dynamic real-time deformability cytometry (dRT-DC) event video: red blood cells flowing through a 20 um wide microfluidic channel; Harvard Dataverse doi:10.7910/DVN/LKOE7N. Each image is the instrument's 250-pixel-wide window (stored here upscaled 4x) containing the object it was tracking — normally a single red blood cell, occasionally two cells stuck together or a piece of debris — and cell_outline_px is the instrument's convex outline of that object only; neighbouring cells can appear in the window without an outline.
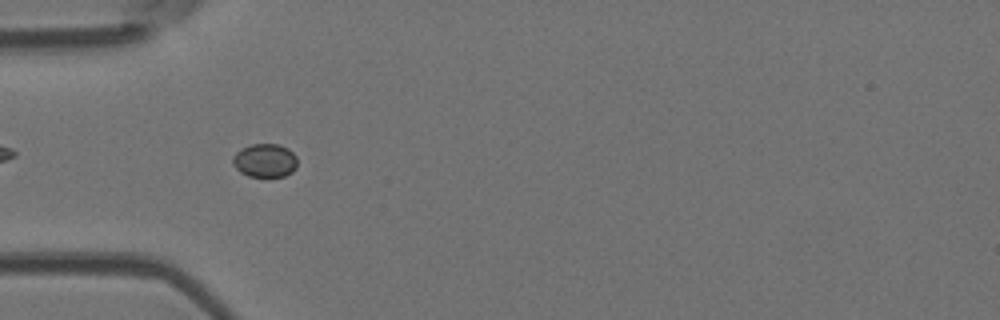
{"species": "Egyptian fruit bat (a non-hibernating species)", "species_latin": "Rousettus aegyptiacus", "temperature_condition": "room temperature", "stored_images_in_passage": 49, "camera_frame_rate_fps": 3000, "um_per_image_px": 0.085, "animal": {"sex": "female"}, "frame": {"image": 1, "passage_image": 13, "time_ms": 4.0, "image_size_px": [1000, 320], "cell_outline_px": [[296, 168], [292, 172], [284, 176], [248, 176], [240, 172], [232, 164], [232, 156], [240, 148], [252, 144], [280, 144], [288, 148], [296, 156]], "centroid_in_image_um": [22.5, 13.63], "position_along_channel_um": 62.5, "area_um2": 12.72}}
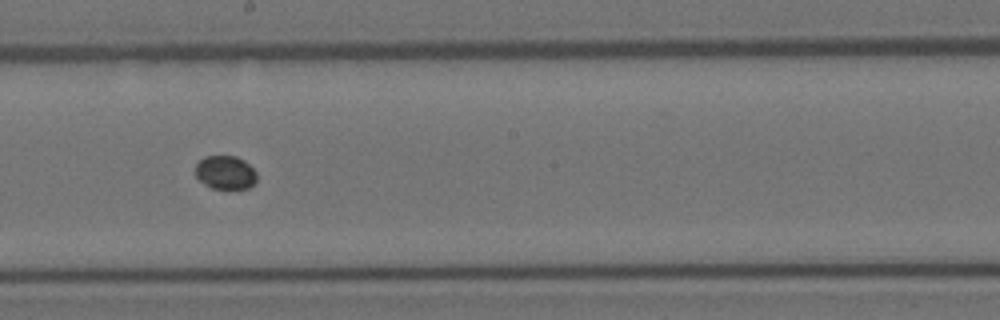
{"frame": {"image": 2, "passage_image": 26, "time_ms": 8.333, "image_size_px": [1000, 320], "cell_outline_px": [[256, 184], [248, 188], [212, 188], [204, 184], [196, 176], [196, 164], [204, 156], [236, 156], [244, 160], [256, 172]], "centroid_in_image_um": [19.17, 14.66], "position_along_channel_um": 229.0, "area_um2": 11.96}}
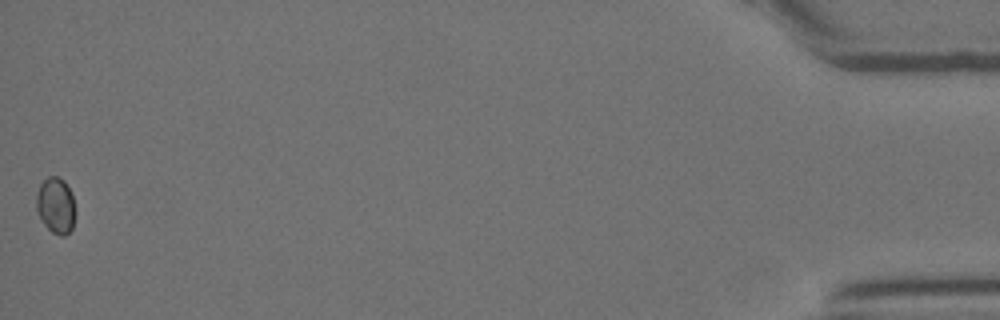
{"frame": {"image": 3, "passage_image": 49, "time_ms": 16.0, "image_size_px": [1000, 320], "cell_outline_px": [[76, 212], [72, 228], [64, 236], [60, 236], [52, 232], [40, 220], [36, 208], [36, 192], [40, 184], [48, 176], [56, 176], [64, 180], [72, 192]], "centroid_in_image_um": [4.74, 17.46], "position_along_channel_um": 430.5, "area_um2": 13.01}}